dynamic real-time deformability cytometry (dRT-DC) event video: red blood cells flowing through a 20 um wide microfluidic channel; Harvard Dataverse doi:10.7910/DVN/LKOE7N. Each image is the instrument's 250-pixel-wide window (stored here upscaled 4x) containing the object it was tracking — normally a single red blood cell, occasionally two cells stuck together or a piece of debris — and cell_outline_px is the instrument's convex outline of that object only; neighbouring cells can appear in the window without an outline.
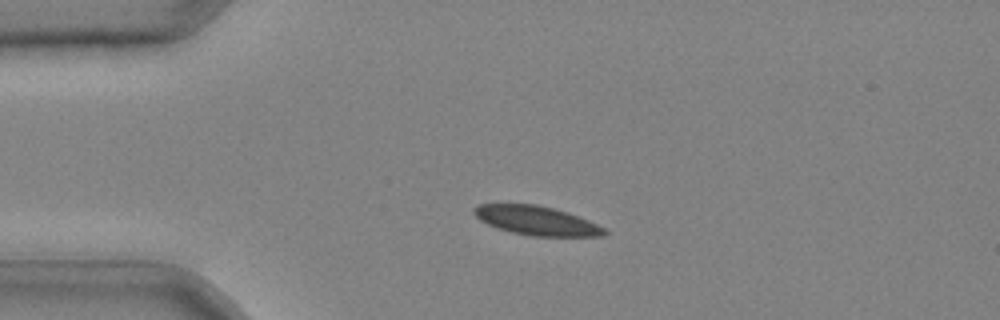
{"species": "common noctule bat (a hibernating species)", "species_latin": "Nyctalus noctula", "temperature_condition": "cold", "stored_images_in_passage": 33, "camera_frame_rate_fps": 3000, "um_per_image_px": 0.085, "animal": {"sex": "male", "body_mass_g": 20.4}, "frame": {"image": 1, "passage_image": 1, "time_ms": 0.0, "image_size_px": [1000, 320], "cell_outline_px": [[608, 232], [604, 236], [532, 236], [512, 232], [496, 228], [480, 220], [472, 212], [472, 208], [480, 204], [536, 204], [568, 212], [588, 220], [604, 228]], "centroid_in_image_um": [45.59, 18.75], "position_along_channel_um": 39.4, "area_um2": 22.02}}
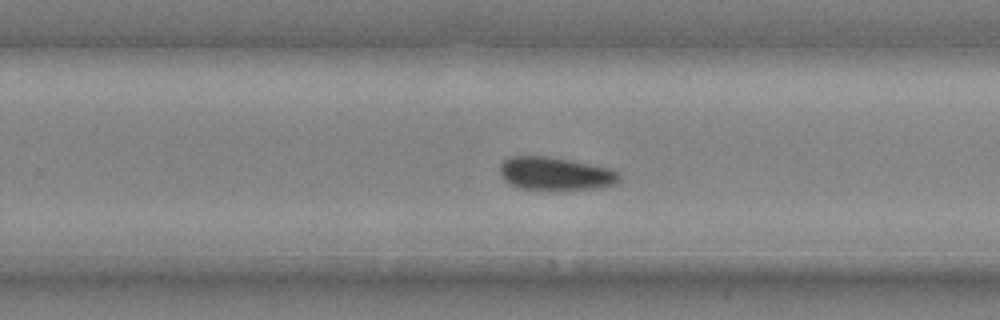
{"frame": {"image": 2, "passage_image": 19, "time_ms": 6.0, "image_size_px": [1000, 320], "cell_outline_px": [[620, 180], [616, 184], [600, 188], [564, 192], [544, 192], [520, 188], [504, 180], [500, 172], [500, 164], [508, 156], [548, 156], [612, 168], [620, 172]], "centroid_in_image_um": [47.25, 14.81], "position_along_channel_um": 282.5, "area_um2": 24.16}}
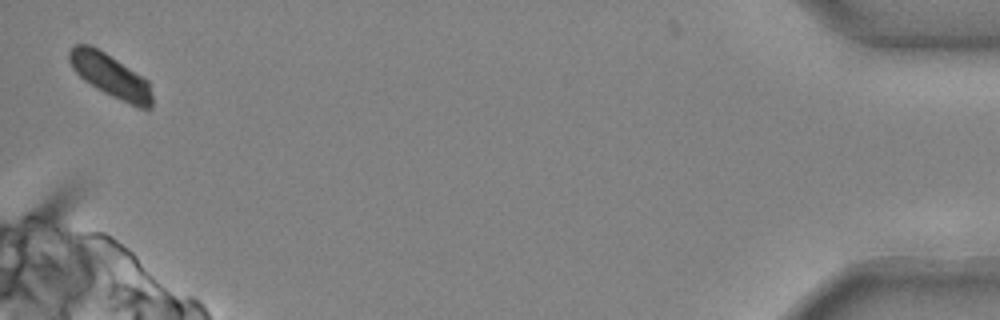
{"frame": {"image": 3, "passage_image": 33, "time_ms": 10.667, "image_size_px": [1000, 320], "cell_outline_px": [[152, 108], [140, 108], [112, 96], [96, 88], [84, 80], [72, 68], [68, 60], [68, 52], [76, 44], [88, 44], [104, 52], [148, 80], [152, 96]], "centroid_in_image_um": [9.37, 6.43], "position_along_channel_um": 425.8, "area_um2": 20.52}}